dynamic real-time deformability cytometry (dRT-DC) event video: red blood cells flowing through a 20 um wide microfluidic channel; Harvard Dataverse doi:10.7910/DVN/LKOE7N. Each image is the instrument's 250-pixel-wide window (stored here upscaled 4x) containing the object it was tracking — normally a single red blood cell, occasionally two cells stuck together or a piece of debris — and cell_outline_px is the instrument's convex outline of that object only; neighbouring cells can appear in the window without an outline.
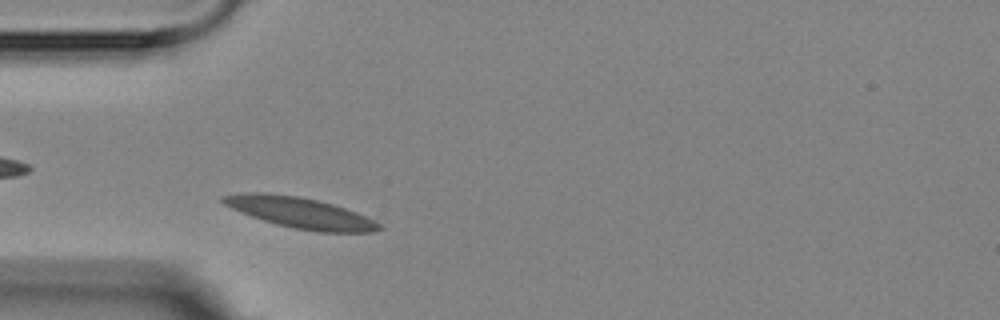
{"species": "Egyptian fruit bat (a non-hibernating species)", "species_latin": "Rousettus aegyptiacus", "temperature_condition": "room temperature", "stored_images_in_passage": 3, "camera_frame_rate_fps": 3000, "um_per_image_px": 0.085, "animal": {"sex": "female"}, "frame": {"image": 1, "passage_image": 3, "time_ms": 3.333, "image_size_px": [1000, 320], "cell_outline_px": [[384, 228], [372, 232], [320, 232], [296, 228], [276, 224], [252, 216], [232, 208], [224, 204], [220, 200], [220, 196], [240, 192], [264, 192], [300, 196], [332, 204], [356, 212], [376, 220]], "centroid_in_image_um": [25.51, 18.07], "position_along_channel_um": 59.5, "area_um2": 27.92}}